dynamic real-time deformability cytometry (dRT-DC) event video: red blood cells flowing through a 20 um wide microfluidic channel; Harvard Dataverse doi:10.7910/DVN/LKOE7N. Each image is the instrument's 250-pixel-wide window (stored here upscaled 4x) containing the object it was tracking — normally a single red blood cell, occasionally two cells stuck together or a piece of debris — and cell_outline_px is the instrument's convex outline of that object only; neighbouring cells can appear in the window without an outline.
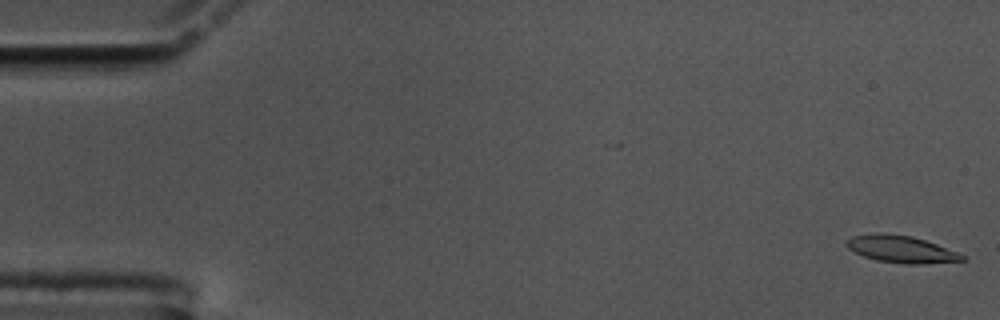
{"species": "common noctule bat (a hibernating species)", "species_latin": "Nyctalus noctula", "temperature_condition": "cold", "stored_images_in_passage": 56, "camera_frame_rate_fps": 3000, "um_per_image_px": 0.085, "animal": {"sex": "male", "body_mass_g": 17.5, "forearm_length_mm": 52.3}, "frame": {"image": 1, "passage_image": 1, "time_ms": 0.0, "image_size_px": [1000, 320], "cell_outline_px": [[964, 260], [920, 264], [904, 264], [876, 260], [864, 256], [848, 248], [844, 244], [852, 236], [880, 232], [912, 236], [936, 244], [956, 252], [964, 256]], "centroid_in_image_um": [76.55, 21.17], "position_along_channel_um": 8.5, "area_um2": 17.98}}
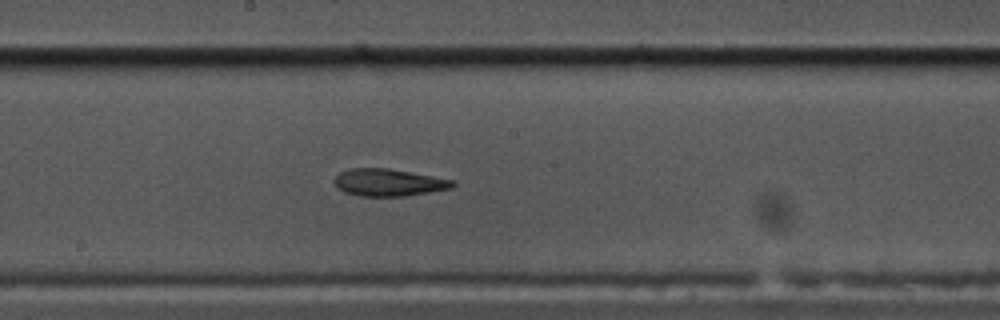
{"frame": {"image": 2, "passage_image": 30, "time_ms": 9.667, "image_size_px": [1000, 320], "cell_outline_px": [[456, 184], [452, 188], [404, 196], [360, 196], [344, 192], [336, 188], [332, 180], [340, 172], [348, 168], [388, 168], [456, 180]], "centroid_in_image_um": [33.0, 15.5], "position_along_channel_um": 215.2, "area_um2": 18.96}}
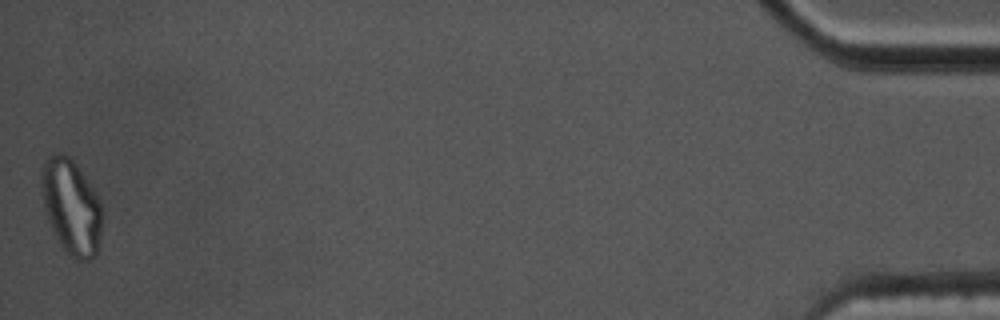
{"frame": {"image": 3, "passage_image": 56, "time_ms": 18.333, "image_size_px": [1000, 320], "cell_outline_px": [[100, 248], [96, 256], [92, 260], [76, 260], [60, 244], [52, 232], [44, 212], [40, 192], [40, 172], [44, 160], [48, 156], [56, 152], [60, 152], [68, 156], [76, 164], [96, 192], [100, 200]], "centroid_in_image_um": [6.01, 17.56], "position_along_channel_um": 429.2, "area_um2": 34.16}, "authors_computed_cell_mechanics": {"area_um2": 19.2474, "velocity_mm_per_s": 3.5562, "shape_relaxation_time_tau1_ms": null, "shape_relaxation_time_tau2_ms": 5.2367, "deformation_change_tau1": null, "deformation_change_tau2": 0.1424}}